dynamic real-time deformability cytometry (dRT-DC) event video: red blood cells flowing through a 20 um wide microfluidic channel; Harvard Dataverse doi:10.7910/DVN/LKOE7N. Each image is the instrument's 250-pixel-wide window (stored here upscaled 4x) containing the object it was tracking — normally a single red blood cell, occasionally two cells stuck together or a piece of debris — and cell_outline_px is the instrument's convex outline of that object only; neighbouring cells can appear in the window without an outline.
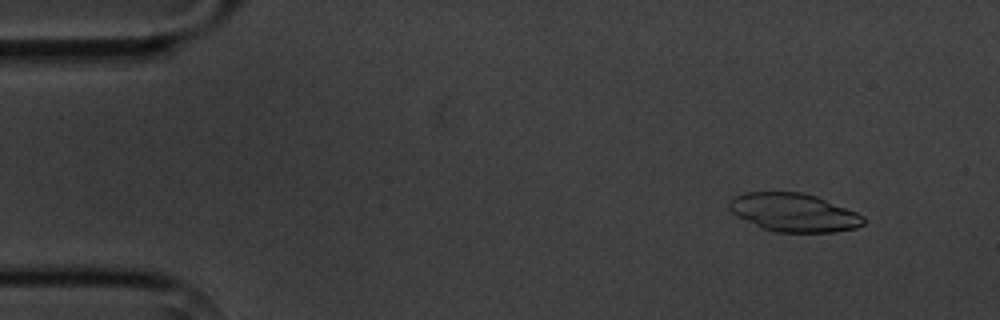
{"species": "common noctule bat (a hibernating species)", "species_latin": "Nyctalus noctula", "temperature_condition": "cold", "stored_images_in_passage": 5, "camera_frame_rate_fps": 3000, "um_per_image_px": 0.085, "animal": {"sex": "male", "body_mass_g": 20.1, "forearm_length_mm": 53.5}, "frame": {"image": 1, "passage_image": 1, "time_ms": 0.0, "image_size_px": [1000, 320], "cell_outline_px": [[864, 224], [856, 228], [832, 232], [776, 232], [764, 228], [732, 212], [728, 208], [728, 200], [744, 192], [804, 192], [816, 196], [856, 212], [864, 216]], "centroid_in_image_um": [67.49, 18.05], "position_along_channel_um": 17.5, "area_um2": 29.65}}